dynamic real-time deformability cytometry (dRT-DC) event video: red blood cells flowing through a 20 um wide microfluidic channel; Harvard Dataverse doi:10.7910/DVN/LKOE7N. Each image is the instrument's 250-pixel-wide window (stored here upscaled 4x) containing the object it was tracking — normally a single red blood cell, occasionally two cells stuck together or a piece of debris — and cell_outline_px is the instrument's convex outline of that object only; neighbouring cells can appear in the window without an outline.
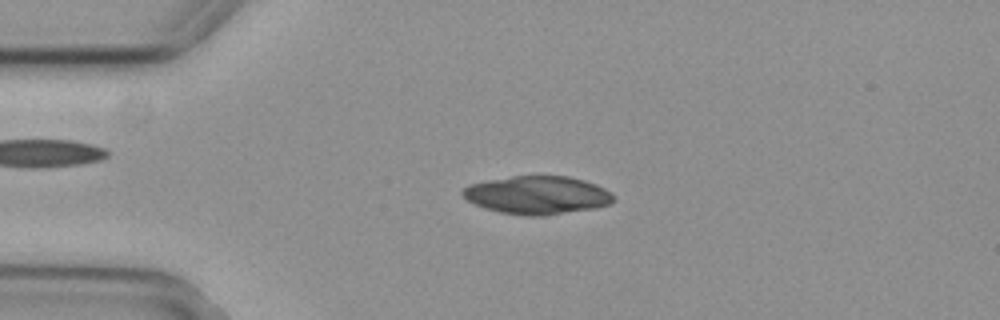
{"species": "common noctule bat (a hibernating species)", "species_latin": "Nyctalus noctula", "temperature_condition": "cold", "stored_images_in_passage": 54, "camera_frame_rate_fps": 3000, "um_per_image_px": 0.085, "animal": {"sex": "female", "body_mass_g": 29.2, "forearm_length_mm": 56.3}, "frame": {"image": 1, "passage_image": 13, "time_ms": 4.0, "image_size_px": [1000, 320], "cell_outline_px": [[616, 200], [608, 204], [596, 208], [544, 216], [524, 216], [500, 212], [484, 208], [468, 200], [460, 192], [468, 184], [488, 180], [512, 176], [568, 176], [584, 180], [596, 184], [604, 188]], "centroid_in_image_um": [45.66, 16.59], "position_along_channel_um": 39.3, "area_um2": 33.52}}